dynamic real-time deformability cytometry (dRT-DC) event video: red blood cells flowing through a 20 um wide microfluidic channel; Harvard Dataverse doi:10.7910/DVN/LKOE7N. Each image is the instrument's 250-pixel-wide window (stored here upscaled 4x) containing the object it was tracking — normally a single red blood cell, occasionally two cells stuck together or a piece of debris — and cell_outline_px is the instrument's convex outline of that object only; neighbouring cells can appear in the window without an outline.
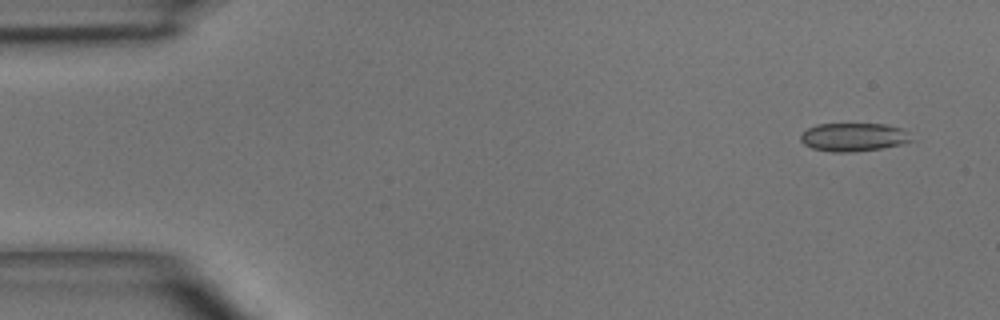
{"species": "common noctule bat (a hibernating species)", "species_latin": "Nyctalus noctula", "temperature_condition": "room temperature", "stored_images_in_passage": 4, "camera_frame_rate_fps": 3000, "um_per_image_px": 0.085, "animal": {"sex": "male", "body_mass_g": 15.6}, "frame": {"image": 1, "passage_image": 1, "time_ms": 0.0, "image_size_px": [1000, 320], "cell_outline_px": [[916, 140], [900, 144], [880, 148], [852, 152], [832, 152], [812, 148], [804, 144], [800, 140], [800, 136], [808, 128], [816, 124], [884, 124], [904, 128]], "centroid_in_image_um": [72.59, 11.65], "position_along_channel_um": 12.4, "area_um2": 18.38}}
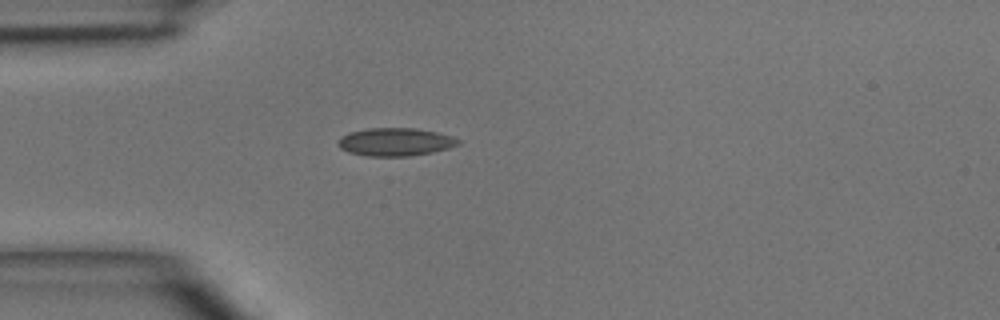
{"frame": {"image": 2, "passage_image": 4, "time_ms": 3.333, "image_size_px": [1000, 320], "cell_outline_px": [[460, 144], [448, 148], [432, 152], [408, 156], [368, 156], [348, 152], [340, 148], [336, 144], [336, 140], [340, 136], [348, 132], [368, 128], [416, 128], [436, 132], [452, 136], [460, 140]], "centroid_in_image_um": [33.55, 12.06], "position_along_channel_um": 51.5, "area_um2": 19.77}}